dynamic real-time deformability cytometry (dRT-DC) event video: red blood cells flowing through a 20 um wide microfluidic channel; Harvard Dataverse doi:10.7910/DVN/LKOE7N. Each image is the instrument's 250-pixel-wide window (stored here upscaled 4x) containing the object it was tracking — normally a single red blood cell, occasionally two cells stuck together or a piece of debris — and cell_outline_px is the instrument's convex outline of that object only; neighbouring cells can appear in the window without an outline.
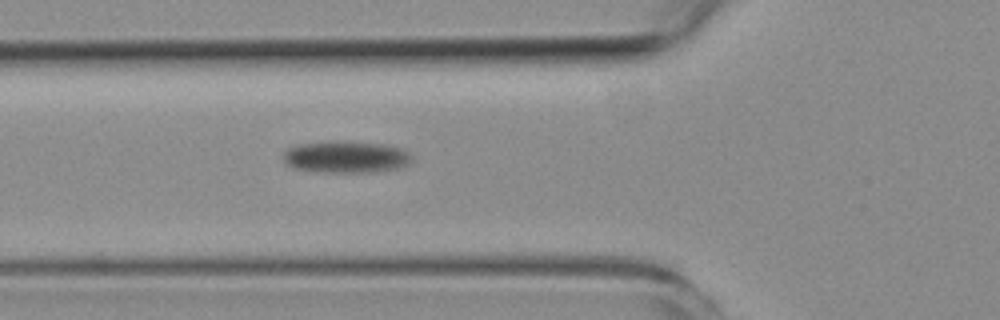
{"species": "common noctule bat (a hibernating species)", "species_latin": "Nyctalus noctula", "temperature_condition": "room temperature", "stored_images_in_passage": 3, "segment_of_instrument_passage": [1, 2], "camera_frame_rate_fps": 3000, "um_per_image_px": 0.085, "animal": {"sex": "female", "body_mass_g": 19.3, "forearm_length_mm": 54.1}, "frame": {"image": 1, "passage_image": 2, "time_ms": 1.0, "image_size_px": [1000, 320], "cell_outline_px": [[412, 160], [408, 164], [400, 168], [376, 172], [316, 172], [292, 168], [284, 160], [284, 152], [288, 148], [300, 144], [384, 144], [404, 148], [412, 156]], "centroid_in_image_um": [29.47, 13.4], "position_along_channel_um": 96.3, "area_um2": 23.0}}